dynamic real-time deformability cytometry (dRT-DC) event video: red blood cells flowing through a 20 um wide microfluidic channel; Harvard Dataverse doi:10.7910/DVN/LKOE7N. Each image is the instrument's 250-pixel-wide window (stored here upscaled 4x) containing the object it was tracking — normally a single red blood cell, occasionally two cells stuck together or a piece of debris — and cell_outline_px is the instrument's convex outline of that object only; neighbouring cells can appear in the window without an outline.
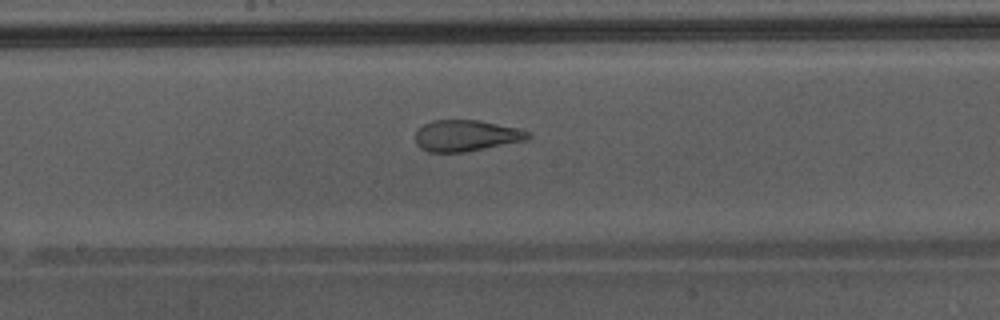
{"species": "Egyptian fruit bat (a non-hibernating species)", "species_latin": "Rousettus aegyptiacus", "temperature_condition": "warm", "stored_images_in_passage": 38, "camera_frame_rate_fps": 3000, "um_per_image_px": 0.085, "animal": {"sex": "male"}, "frame": {"image": 1, "passage_image": 17, "time_ms": 5.333, "image_size_px": [1000, 320], "cell_outline_px": [[532, 136], [528, 140], [464, 152], [428, 152], [420, 148], [416, 144], [416, 128], [432, 120], [480, 120], [516, 128], [528, 132]], "centroid_in_image_um": [39.59, 11.53], "position_along_channel_um": 208.6, "area_um2": 20.58}, "authors_computed_cell_mechanics": {"area_um2": 24.2471, "velocity_mm_per_s": 4.3832, "shape_relaxation_time_tau1_ms": null, "shape_relaxation_time_tau2_ms": 0.9387, "deformation_change_tau1": null, "deformation_change_tau2": 0.0957}}